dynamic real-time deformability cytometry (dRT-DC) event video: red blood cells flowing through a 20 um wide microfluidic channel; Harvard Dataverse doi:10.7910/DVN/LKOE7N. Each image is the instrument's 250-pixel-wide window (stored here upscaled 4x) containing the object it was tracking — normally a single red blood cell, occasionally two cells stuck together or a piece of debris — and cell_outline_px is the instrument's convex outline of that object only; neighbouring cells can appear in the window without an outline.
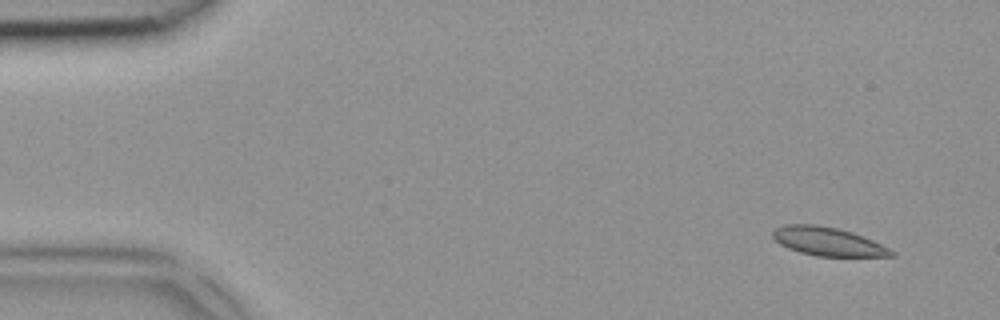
{"species": "common noctule bat (a hibernating species)", "species_latin": "Nyctalus noctula", "temperature_condition": "room temperature", "stored_images_in_passage": 4, "segment_of_instrument_passage": [1, 2], "camera_frame_rate_fps": 3000, "um_per_image_px": 0.085, "animal": {"sex": "female", "body_mass_g": 18.4}, "frame": {"image": 1, "passage_image": 1, "time_ms": 0.0, "image_size_px": [1000, 320], "cell_outline_px": [[896, 256], [816, 256], [800, 252], [788, 248], [780, 244], [772, 236], [772, 232], [776, 228], [784, 224], [816, 224], [836, 228], [852, 232], [872, 240], [896, 252]], "centroid_in_image_um": [70.35, 20.52], "position_along_channel_um": 14.6, "area_um2": 19.59}}
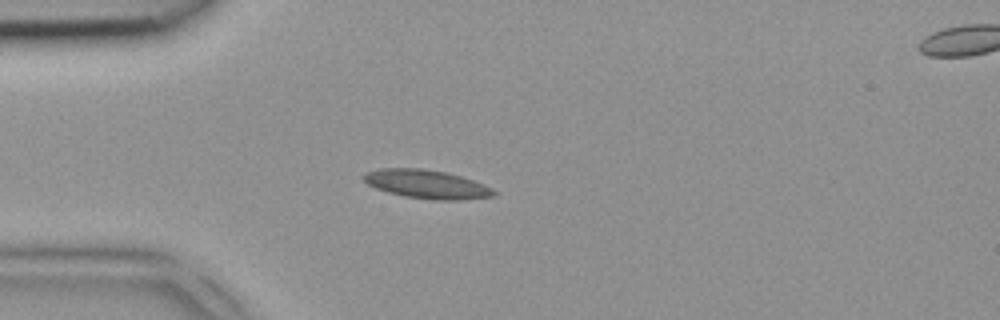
{"frame": {"image": 2, "passage_image": 3, "time_ms": 0.667, "image_size_px": [1000, 320], "cell_outline_px": [[496, 192], [492, 196], [460, 200], [436, 200], [404, 196], [388, 192], [376, 188], [368, 184], [360, 176], [368, 172], [380, 168], [420, 168], [448, 172], [472, 180], [492, 188]], "centroid_in_image_um": [36.24, 15.65], "position_along_channel_um": 48.8, "area_um2": 21.56}}